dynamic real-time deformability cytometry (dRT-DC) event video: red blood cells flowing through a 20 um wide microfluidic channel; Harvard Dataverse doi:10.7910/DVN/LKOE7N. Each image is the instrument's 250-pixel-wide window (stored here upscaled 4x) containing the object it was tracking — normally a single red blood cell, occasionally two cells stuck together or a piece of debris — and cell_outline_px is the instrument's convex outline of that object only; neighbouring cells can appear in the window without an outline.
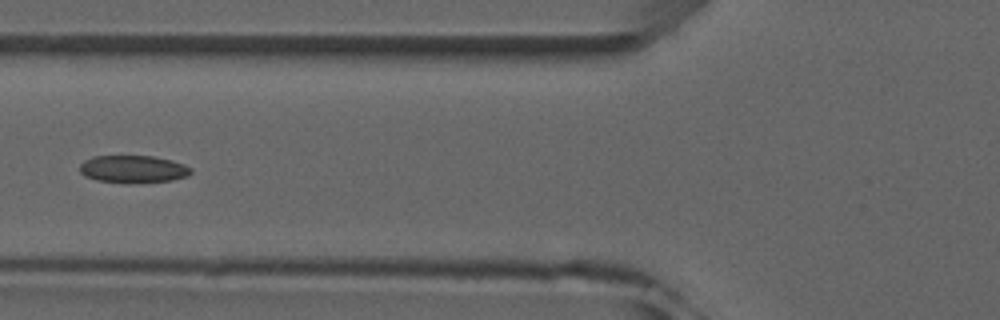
{"species": "common noctule bat (a hibernating species)", "species_latin": "Nyctalus noctula", "temperature_condition": "room temperature", "stored_images_in_passage": 5, "camera_frame_rate_fps": 3000, "um_per_image_px": 0.085, "animal": {"sex": "male", "forearm_length_mm": 52.5}, "frame": {"image": 1, "passage_image": 5, "time_ms": 5.667, "image_size_px": [1000, 320], "cell_outline_px": [[192, 172], [188, 176], [172, 180], [96, 180], [84, 176], [80, 172], [80, 164], [84, 160], [92, 156], [152, 156], [172, 160], [184, 164], [192, 168]], "centroid_in_image_um": [11.32, 14.32], "position_along_channel_um": 114.5, "area_um2": 16.99}}